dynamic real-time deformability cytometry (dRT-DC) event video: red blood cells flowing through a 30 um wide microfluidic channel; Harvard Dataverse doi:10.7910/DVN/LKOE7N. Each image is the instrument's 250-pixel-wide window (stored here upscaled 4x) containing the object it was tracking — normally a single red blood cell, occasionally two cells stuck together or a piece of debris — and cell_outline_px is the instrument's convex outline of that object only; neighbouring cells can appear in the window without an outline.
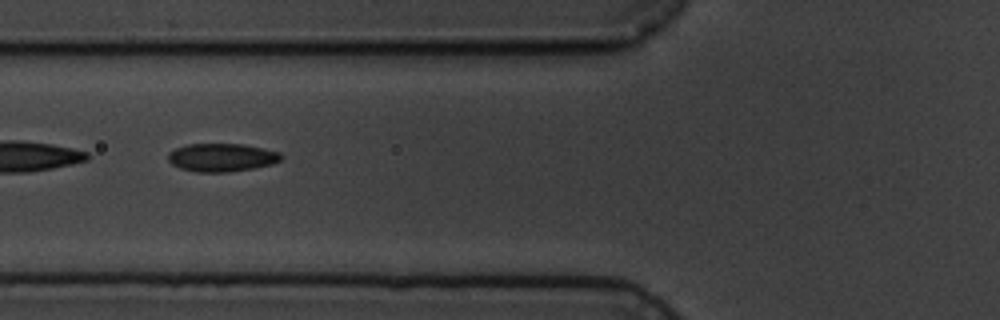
{"species": "common noctule bat (a hibernating species)", "species_latin": "Nyctalus noctula", "temperature_condition": "cold", "stored_images_in_passage": 11, "camera_frame_rate_fps": 3000, "um_per_image_px": 0.085, "animal": {"sex": "male", "body_mass_g": 19.5, "forearm_length_mm": 54.6}, "frame": {"image": 1, "passage_image": 6, "time_ms": 6.333, "image_size_px": [1000, 320], "cell_outline_px": [[284, 156], [280, 160], [272, 164], [252, 168], [228, 172], [196, 172], [180, 168], [172, 164], [168, 160], [168, 152], [176, 148], [188, 144], [244, 144], [264, 148], [280, 152]], "centroid_in_image_um": [18.85, 13.38], "position_along_channel_um": 106.9, "area_um2": 18.61}}
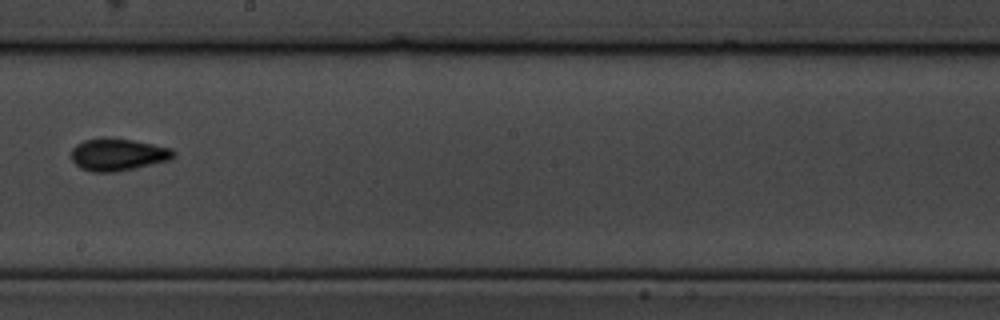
{"frame": {"image": 2, "passage_image": 9, "time_ms": 10.0, "image_size_px": [1000, 320], "cell_outline_px": [[176, 156], [172, 160], [116, 172], [92, 172], [80, 168], [72, 160], [72, 148], [76, 144], [84, 140], [132, 140], [172, 148], [176, 152]], "centroid_in_image_um": [10.08, 13.18], "position_along_channel_um": 238.1, "area_um2": 18.84}}
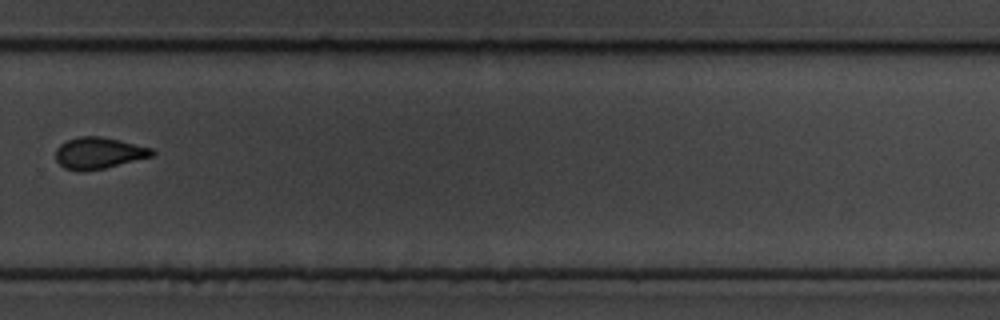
{"frame": {"image": 3, "passage_image": 11, "time_ms": 12.333, "image_size_px": [1000, 320], "cell_outline_px": [[156, 156], [104, 168], [80, 172], [64, 168], [56, 160], [56, 148], [60, 144], [68, 140], [80, 136], [100, 136], [120, 140], [152, 148], [156, 152]], "centroid_in_image_um": [8.42, 13.01], "position_along_channel_um": 321.4, "area_um2": 17.86}}